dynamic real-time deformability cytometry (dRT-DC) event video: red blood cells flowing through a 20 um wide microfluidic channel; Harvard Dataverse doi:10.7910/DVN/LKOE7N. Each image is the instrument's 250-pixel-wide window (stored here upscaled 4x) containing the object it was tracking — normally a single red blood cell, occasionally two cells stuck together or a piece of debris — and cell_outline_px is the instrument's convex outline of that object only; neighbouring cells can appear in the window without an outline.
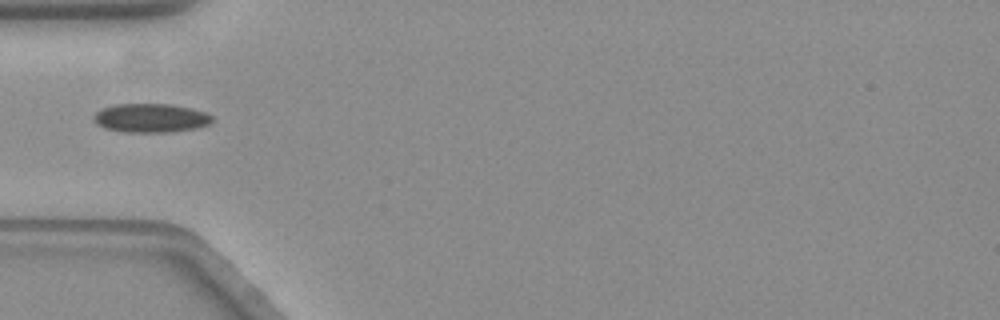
{"species": "common noctule bat (a hibernating species)", "species_latin": "Nyctalus noctula", "temperature_condition": "warm", "stored_images_in_passage": 17, "camera_frame_rate_fps": 3000, "um_per_image_px": 0.085, "animal": {"sex": "female", "body_mass_g": 19.3, "forearm_length_mm": 54.1}, "frame": {"image": 1, "passage_image": 1, "time_ms": 0.0, "image_size_px": [1000, 320], "cell_outline_px": [[212, 120], [208, 124], [196, 128], [172, 132], [124, 132], [104, 128], [92, 116], [100, 108], [116, 104], [172, 104], [192, 108], [204, 112], [212, 116]], "centroid_in_image_um": [12.81, 10.02], "position_along_channel_um": 72.2, "area_um2": 19.88}}